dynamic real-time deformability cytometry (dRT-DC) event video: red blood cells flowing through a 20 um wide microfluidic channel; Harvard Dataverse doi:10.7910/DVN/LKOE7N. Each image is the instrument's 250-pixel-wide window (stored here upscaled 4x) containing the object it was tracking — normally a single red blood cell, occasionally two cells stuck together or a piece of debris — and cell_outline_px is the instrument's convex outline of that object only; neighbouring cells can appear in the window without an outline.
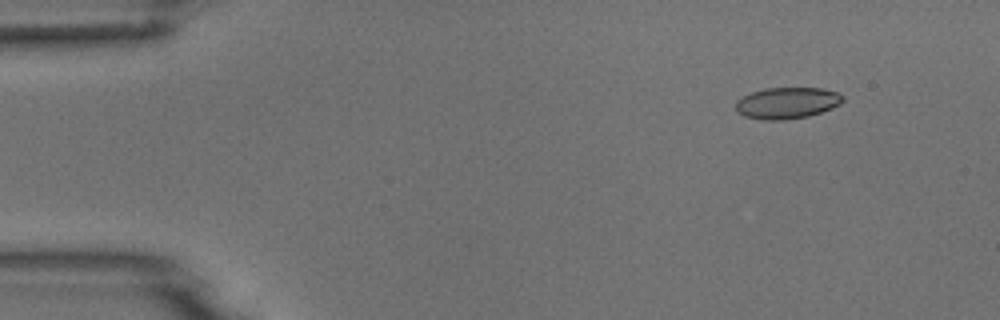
{"species": "common noctule bat (a hibernating species)", "species_latin": "Nyctalus noctula", "temperature_condition": "room temperature", "stored_images_in_passage": 5, "camera_frame_rate_fps": 3000, "um_per_image_px": 0.085, "animal": {"sex": "male", "body_mass_g": 18.8}, "frame": {"image": 1, "passage_image": 2, "time_ms": 1.333, "image_size_px": [1000, 320], "cell_outline_px": [[844, 100], [840, 104], [832, 108], [808, 116], [784, 120], [764, 120], [744, 116], [736, 112], [736, 100], [752, 92], [764, 88], [824, 88], [836, 92], [844, 96]], "centroid_in_image_um": [66.9, 8.75], "position_along_channel_um": 18.1, "area_um2": 19.65}}
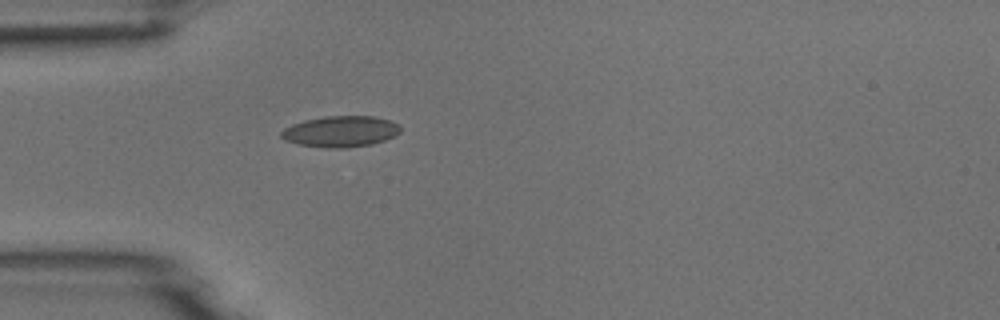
{"frame": {"image": 2, "passage_image": 5, "time_ms": 4.667, "image_size_px": [1000, 320], "cell_outline_px": [[400, 132], [396, 136], [372, 144], [344, 148], [328, 148], [300, 144], [284, 140], [280, 136], [280, 132], [284, 128], [292, 124], [304, 120], [324, 116], [372, 116], [388, 120], [400, 124]], "centroid_in_image_um": [28.95, 11.17], "position_along_channel_um": 56.0, "area_um2": 21.62}}